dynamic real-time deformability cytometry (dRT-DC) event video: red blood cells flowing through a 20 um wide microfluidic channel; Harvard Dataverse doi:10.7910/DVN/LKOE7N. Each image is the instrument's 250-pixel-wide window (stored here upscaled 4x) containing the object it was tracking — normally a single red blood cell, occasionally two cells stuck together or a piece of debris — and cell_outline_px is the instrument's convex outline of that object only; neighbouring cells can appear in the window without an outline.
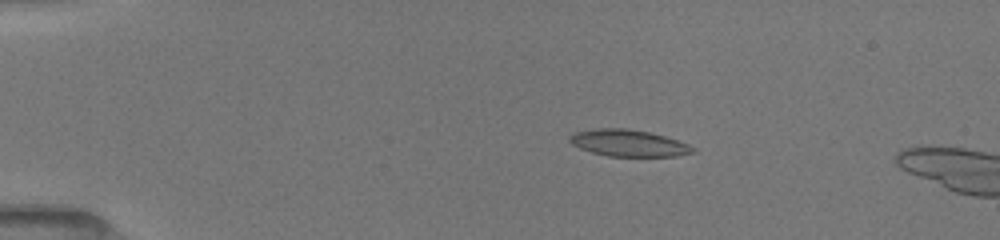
{"species": "common noctule bat (a hibernating species)", "species_latin": "Nyctalus noctula", "temperature_condition": "room temperature", "stored_images_in_passage": 9, "camera_frame_rate_fps": 3000, "um_per_image_px": 0.085, "animal": {"sex": "female", "body_mass_g": 19.5, "forearm_length_mm": 54.1}, "frame": {"image": 1, "passage_image": 6, "time_ms": 2.0, "image_size_px": [1000, 240], "cell_outline_px": [[696, 152], [676, 156], [608, 156], [592, 152], [580, 148], [572, 144], [568, 140], [568, 136], [576, 132], [596, 128], [628, 128], [648, 132], [664, 136], [688, 144], [696, 148]], "centroid_in_image_um": [53.42, 12.16], "position_along_channel_um": 31.6, "area_um2": 19.13}}